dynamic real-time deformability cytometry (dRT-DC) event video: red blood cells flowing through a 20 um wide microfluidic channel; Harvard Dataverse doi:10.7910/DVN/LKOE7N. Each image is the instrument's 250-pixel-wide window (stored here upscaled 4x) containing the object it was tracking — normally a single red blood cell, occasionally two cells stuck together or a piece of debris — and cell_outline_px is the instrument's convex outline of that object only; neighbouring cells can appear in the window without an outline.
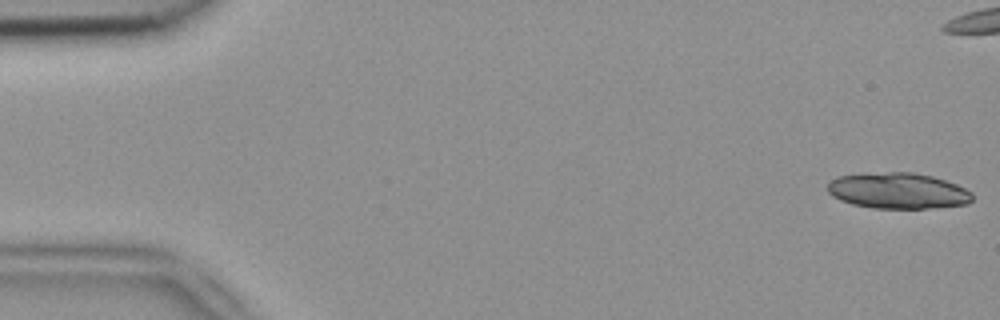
{"species": "common noctule bat (a hibernating species)", "species_latin": "Nyctalus noctula", "temperature_condition": "room temperature", "stored_images_in_passage": 6, "camera_frame_rate_fps": 3000, "um_per_image_px": 0.085, "animal": {"sex": "female", "body_mass_g": 18.4}, "frame": {"image": 1, "passage_image": 1, "time_ms": 0.0, "image_size_px": [1000, 320], "cell_outline_px": [[972, 200], [968, 204], [928, 208], [872, 208], [852, 204], [840, 200], [832, 196], [828, 192], [828, 184], [836, 176], [888, 172], [912, 172], [932, 176], [956, 184], [972, 192]], "centroid_in_image_um": [76.33, 16.22], "position_along_channel_um": 8.7, "area_um2": 30.17}}